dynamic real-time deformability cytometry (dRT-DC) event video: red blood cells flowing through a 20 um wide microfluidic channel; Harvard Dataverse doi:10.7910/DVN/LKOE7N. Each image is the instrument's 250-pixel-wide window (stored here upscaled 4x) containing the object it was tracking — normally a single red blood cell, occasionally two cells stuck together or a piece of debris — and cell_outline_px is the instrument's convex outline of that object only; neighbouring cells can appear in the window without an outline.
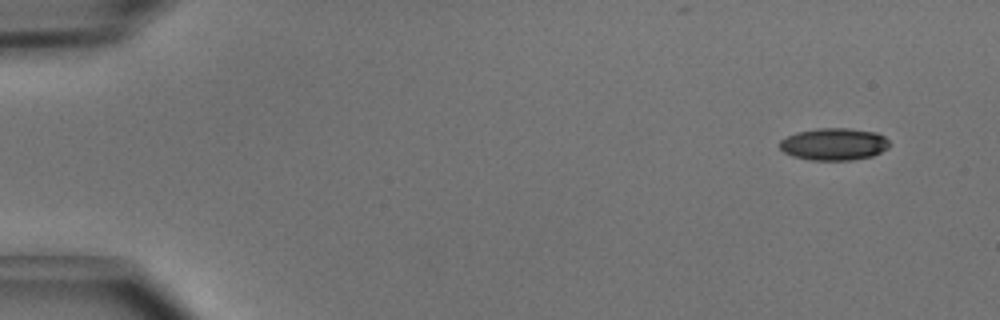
{"species": "common noctule bat (a hibernating species)", "species_latin": "Nyctalus noctula", "temperature_condition": "cold", "stored_images_in_passage": 5, "camera_frame_rate_fps": 3000, "um_per_image_px": 0.085, "animal": {"sex": "male", "body_mass_g": 15.6}, "frame": {"image": 1, "passage_image": 1, "time_ms": 0.0, "image_size_px": [1000, 320], "cell_outline_px": [[888, 148], [872, 156], [852, 160], [812, 160], [792, 156], [784, 152], [780, 148], [780, 140], [796, 132], [816, 128], [848, 128], [876, 132], [884, 136], [888, 140]], "centroid_in_image_um": [70.88, 12.25], "position_along_channel_um": 14.1, "area_um2": 20.58}}
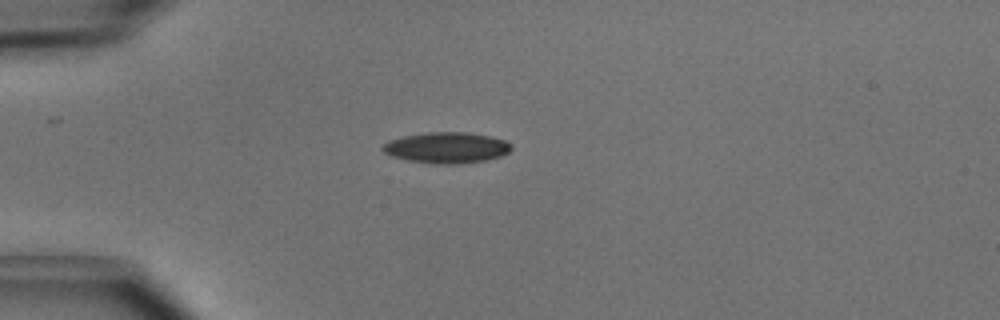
{"frame": {"image": 2, "passage_image": 4, "time_ms": 1.0, "image_size_px": [1000, 320], "cell_outline_px": [[512, 148], [508, 152], [500, 156], [484, 160], [456, 164], [440, 164], [408, 160], [392, 156], [384, 152], [380, 148], [388, 140], [404, 136], [428, 132], [468, 132], [492, 136], [504, 140], [512, 144]], "centroid_in_image_um": [37.96, 12.54], "position_along_channel_um": 47.0, "area_um2": 23.12}}